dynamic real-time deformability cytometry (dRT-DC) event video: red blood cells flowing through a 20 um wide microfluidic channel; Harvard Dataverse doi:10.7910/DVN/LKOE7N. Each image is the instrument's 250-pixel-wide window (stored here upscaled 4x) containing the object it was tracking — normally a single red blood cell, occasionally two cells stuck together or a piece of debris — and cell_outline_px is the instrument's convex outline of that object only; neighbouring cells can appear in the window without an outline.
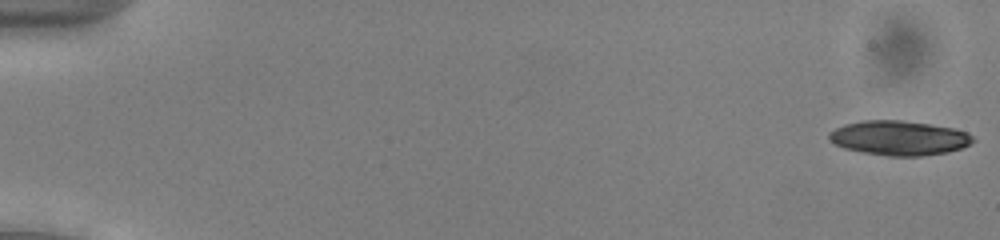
{"species": "common noctule bat (a hibernating species)", "species_latin": "Nyctalus noctula", "temperature_condition": "cold", "stored_images_in_passage": 24, "camera_frame_rate_fps": 3000, "um_per_image_px": 0.085, "animal": {"sex": "male", "body_mass_g": 13.0, "forearm_length_mm": 53.1}, "frame": {"image": 1, "passage_image": 1, "time_ms": 0.0, "image_size_px": [1000, 240], "cell_outline_px": [[976, 140], [960, 148], [948, 152], [920, 156], [888, 156], [864, 152], [844, 148], [828, 140], [828, 132], [844, 124], [864, 120], [904, 120], [952, 128], [968, 132]], "centroid_in_image_um": [76.4, 11.72], "position_along_channel_um": 8.6, "area_um2": 28.9}}
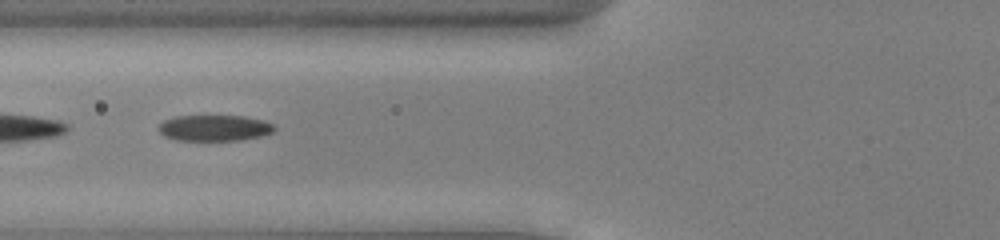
{"frame": {"image": 2, "passage_image": 22, "time_ms": 7.0, "image_size_px": [1000, 240], "cell_outline_px": [[276, 128], [272, 132], [260, 136], [240, 140], [176, 140], [164, 136], [156, 128], [164, 120], [176, 116], [244, 116], [264, 120], [272, 124]], "centroid_in_image_um": [18.21, 10.87], "position_along_channel_um": 107.6, "area_um2": 17.51}}